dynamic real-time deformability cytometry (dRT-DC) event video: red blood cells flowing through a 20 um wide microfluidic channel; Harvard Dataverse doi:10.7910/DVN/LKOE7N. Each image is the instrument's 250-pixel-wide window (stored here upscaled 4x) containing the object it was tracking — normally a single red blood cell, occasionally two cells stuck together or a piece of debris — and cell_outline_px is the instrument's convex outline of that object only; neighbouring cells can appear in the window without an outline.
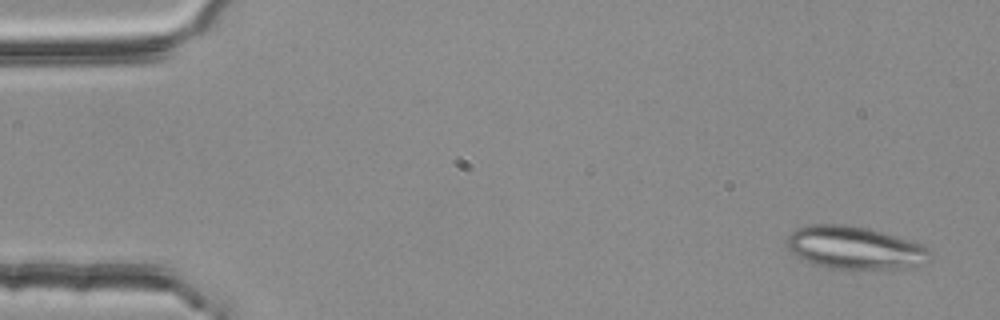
{"species": "common noctule bat (a hibernating species)", "species_latin": "Nyctalus noctula", "temperature_condition": "room temperature", "stored_images_in_passage": 38, "camera_frame_rate_fps": 3000, "um_per_image_px": 0.085, "animal": {"sex": "female", "body_mass_g": 25.1}, "frame": {"image": 1, "passage_image": 3, "time_ms": 0.667, "image_size_px": [1000, 320], "cell_outline_px": [[932, 260], [916, 264], [896, 268], [828, 268], [812, 264], [792, 252], [788, 248], [788, 236], [796, 228], [812, 224], [848, 224], [868, 228], [908, 240], [920, 244], [928, 248], [932, 252]], "centroid_in_image_um": [72.63, 21.04], "position_along_channel_um": 12.4, "area_um2": 35.14}}